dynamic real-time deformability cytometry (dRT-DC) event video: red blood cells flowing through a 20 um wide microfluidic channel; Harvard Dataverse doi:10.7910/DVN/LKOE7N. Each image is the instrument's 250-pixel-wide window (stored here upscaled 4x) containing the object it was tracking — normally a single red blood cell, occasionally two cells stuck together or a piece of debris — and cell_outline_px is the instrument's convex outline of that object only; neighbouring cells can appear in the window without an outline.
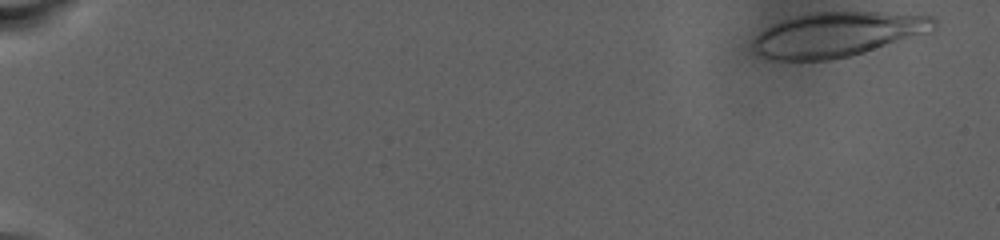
{"species": "human", "species_latin": "Homo sapiens", "temperature_condition": "warm", "stored_images_in_passage": 82, "camera_frame_rate_fps": 3000, "um_per_image_px": 0.085, "donor": {"sex": "male"}, "frame": {"image": 1, "passage_image": 1, "time_ms": 0.0, "image_size_px": [1000, 240], "cell_outline_px": [[936, 24], [932, 32], [864, 52], [832, 60], [780, 60], [760, 56], [752, 52], [752, 40], [764, 28], [772, 24], [796, 16], [816, 12], [880, 12], [932, 16], [936, 20]], "centroid_in_image_um": [71.17, 2.93], "position_along_channel_um": 13.8, "area_um2": 47.16}}
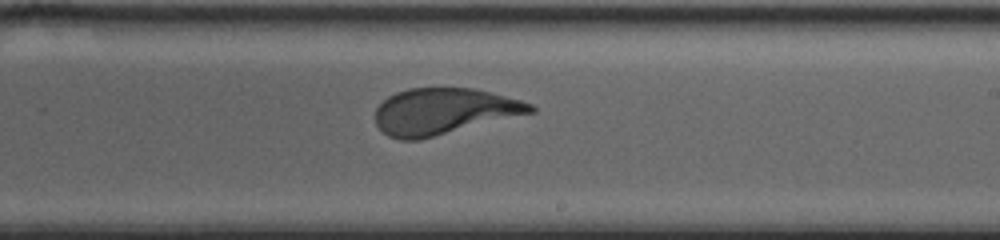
{"frame": {"image": 2, "passage_image": 57, "time_ms": 18.667, "image_size_px": [1000, 240], "cell_outline_px": [[536, 112], [420, 140], [400, 140], [388, 136], [376, 124], [376, 108], [388, 96], [396, 92], [408, 88], [472, 88], [520, 100], [532, 104], [536, 108]], "centroid_in_image_um": [37.72, 9.48], "position_along_channel_um": 251.3, "area_um2": 41.79}}
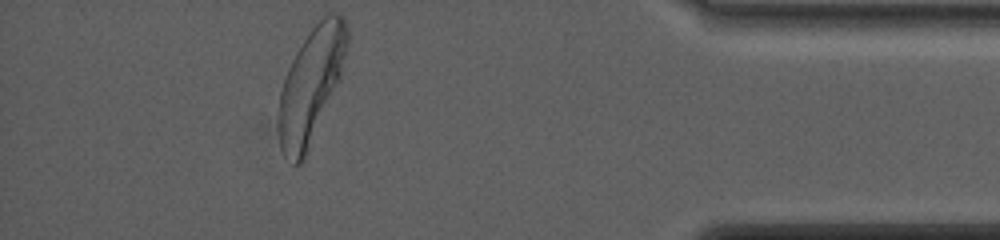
{"frame": {"image": 3, "passage_image": 82, "time_ms": 27.0, "image_size_px": [1000, 240], "cell_outline_px": [[348, 44], [340, 76], [308, 152], [304, 160], [300, 164], [296, 164], [280, 148], [280, 92], [288, 68], [296, 52], [312, 28], [328, 12], [336, 12], [344, 16], [348, 24]], "centroid_in_image_um": [26.48, 7.16], "position_along_channel_um": 408.7, "area_um2": 44.68}}